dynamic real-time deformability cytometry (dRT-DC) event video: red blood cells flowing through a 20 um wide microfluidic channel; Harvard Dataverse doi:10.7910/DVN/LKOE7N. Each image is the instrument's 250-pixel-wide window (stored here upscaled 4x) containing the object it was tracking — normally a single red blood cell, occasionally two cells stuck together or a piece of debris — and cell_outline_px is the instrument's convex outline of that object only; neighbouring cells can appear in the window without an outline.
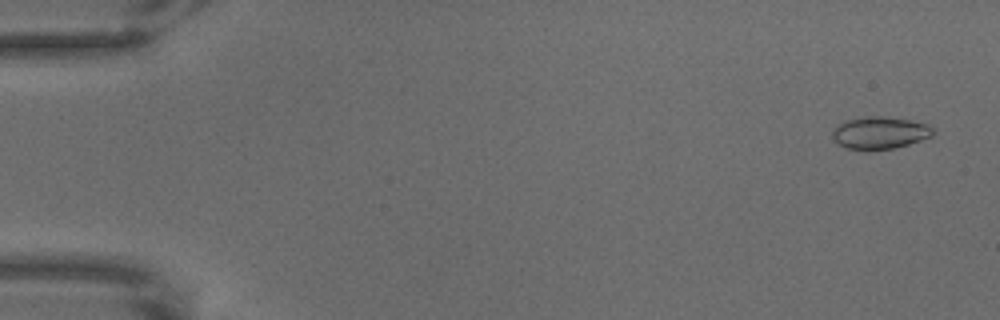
{"species": "common noctule bat (a hibernating species)", "species_latin": "Nyctalus noctula", "temperature_condition": "warm", "stored_images_in_passage": 66, "camera_frame_rate_fps": 3000, "um_per_image_px": 0.085, "animal": {"sex": "male", "body_mass_g": 18.8}, "frame": {"image": 1, "passage_image": 3, "time_ms": 0.667, "image_size_px": [1000, 320], "cell_outline_px": [[932, 136], [908, 144], [892, 148], [848, 148], [840, 144], [832, 136], [832, 128], [844, 120], [864, 116], [884, 116], [908, 120], [928, 124], [932, 128]], "centroid_in_image_um": [74.76, 11.24], "position_along_channel_um": 10.2, "area_um2": 18.44}}
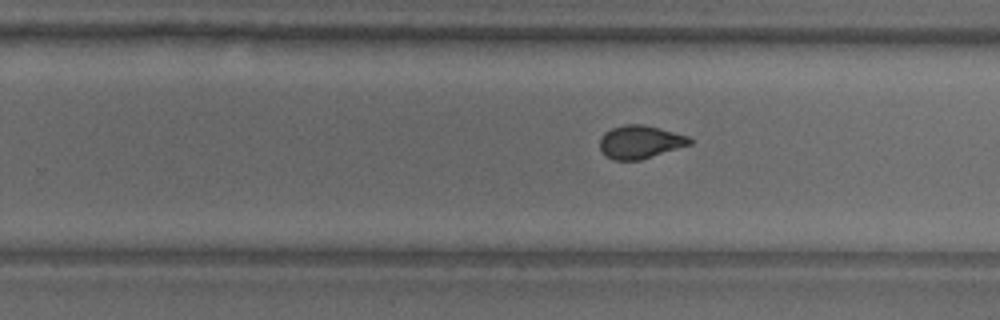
{"frame": {"image": 2, "passage_image": 42, "time_ms": 13.667, "image_size_px": [1000, 320], "cell_outline_px": [[692, 144], [640, 160], [612, 160], [600, 148], [600, 136], [604, 132], [612, 128], [624, 124], [644, 124], [660, 128], [688, 136], [692, 140]], "centroid_in_image_um": [54.41, 12.05], "position_along_channel_um": 275.4, "area_um2": 17.34}}
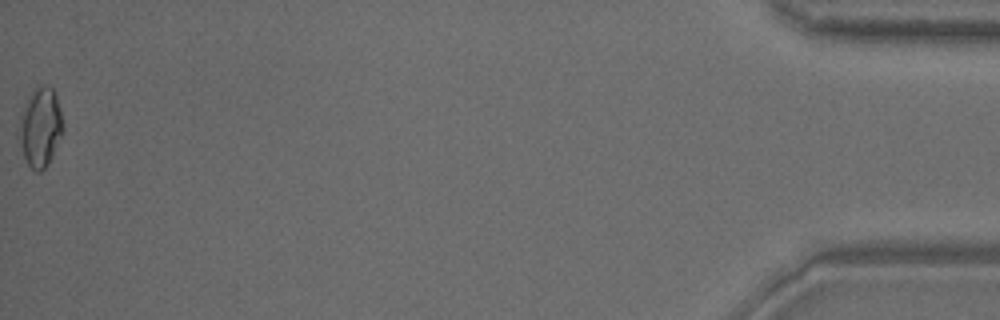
{"frame": {"image": 3, "passage_image": 66, "time_ms": 21.667, "image_size_px": [1000, 320], "cell_outline_px": [[64, 128], [52, 156], [48, 164], [40, 172], [36, 172], [28, 164], [24, 156], [16, 136], [20, 112], [32, 88], [36, 84], [44, 84], [52, 88], [56, 96]], "centroid_in_image_um": [3.37, 10.77], "position_along_channel_um": 431.8, "area_um2": 20.69}}